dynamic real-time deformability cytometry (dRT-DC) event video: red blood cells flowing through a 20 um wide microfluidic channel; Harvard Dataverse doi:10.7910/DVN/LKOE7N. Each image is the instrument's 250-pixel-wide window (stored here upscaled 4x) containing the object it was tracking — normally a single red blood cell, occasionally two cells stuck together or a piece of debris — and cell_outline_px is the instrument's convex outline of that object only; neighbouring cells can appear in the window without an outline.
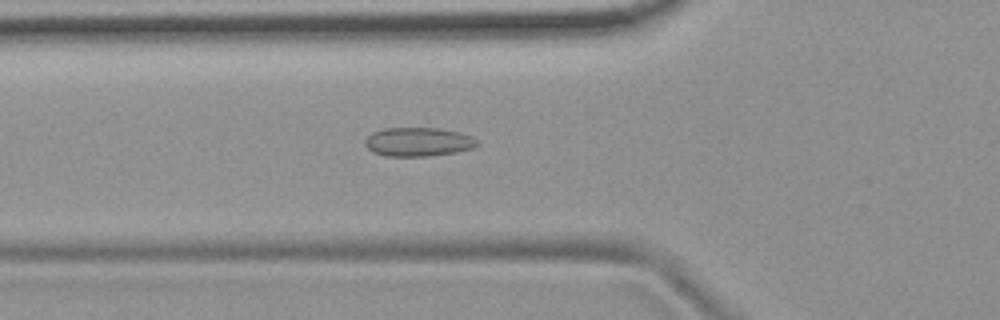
{"species": "common noctule bat (a hibernating species)", "species_latin": "Nyctalus noctula", "temperature_condition": "room temperature", "stored_images_in_passage": 44, "camera_frame_rate_fps": 3000, "um_per_image_px": 0.085, "animal": {"sex": "female", "body_mass_g": 19.9}, "frame": {"image": 1, "passage_image": 9, "time_ms": 2.667, "image_size_px": [1000, 320], "cell_outline_px": [[480, 144], [472, 148], [456, 152], [428, 156], [384, 156], [372, 152], [364, 144], [364, 140], [372, 132], [384, 128], [440, 128], [460, 132], [472, 136]], "centroid_in_image_um": [35.54, 12.06], "position_along_channel_um": 90.3, "area_um2": 19.02}}
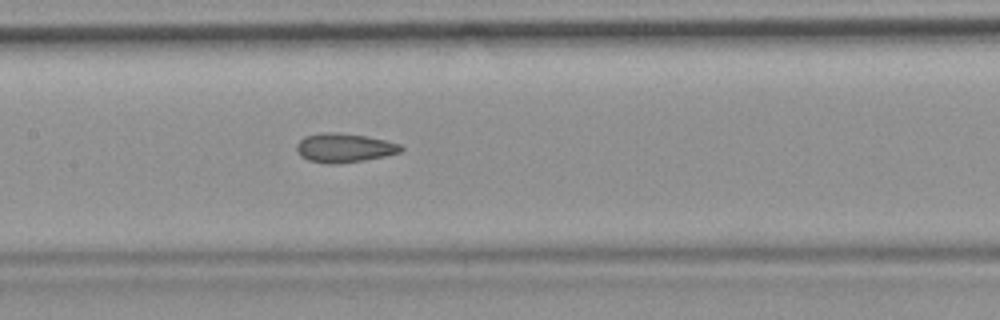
{"frame": {"image": 2, "passage_image": 16, "time_ms": 5.0, "image_size_px": [1000, 320], "cell_outline_px": [[404, 148], [400, 152], [384, 156], [364, 160], [340, 164], [328, 164], [308, 160], [300, 156], [296, 152], [296, 144], [304, 136], [324, 132], [336, 132], [364, 136], [384, 140], [400, 144]], "centroid_in_image_um": [29.21, 12.57], "position_along_channel_um": 178.2, "area_um2": 17.69}}
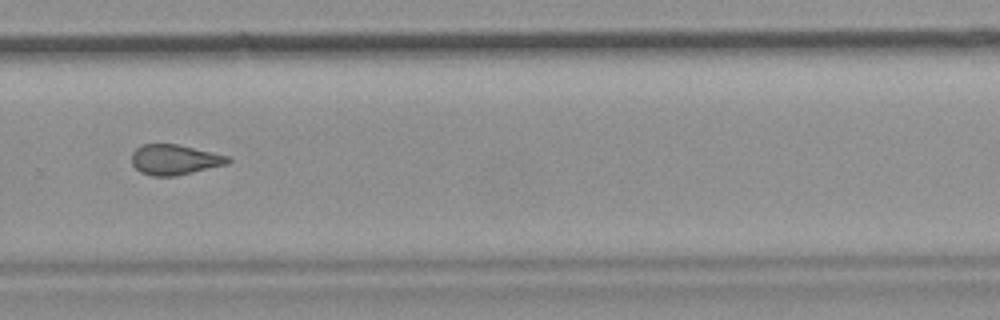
{"frame": {"image": 3, "passage_image": 27, "time_ms": 8.667, "image_size_px": [1000, 320], "cell_outline_px": [[232, 160], [228, 164], [176, 176], [152, 176], [140, 172], [132, 164], [132, 152], [140, 144], [176, 144], [228, 156]], "centroid_in_image_um": [14.82, 13.58], "position_along_channel_um": 315.0, "area_um2": 16.94}, "authors_computed_cell_mechanics": {"area_um2": 17.4845, "velocity_mm_per_s": 3.7443, "shape_relaxation_time_tau1_ms": null, "shape_relaxation_time_tau2_ms": 2.2059, "deformation_change_tau1": null, "deformation_change_tau2": 0.0883}}